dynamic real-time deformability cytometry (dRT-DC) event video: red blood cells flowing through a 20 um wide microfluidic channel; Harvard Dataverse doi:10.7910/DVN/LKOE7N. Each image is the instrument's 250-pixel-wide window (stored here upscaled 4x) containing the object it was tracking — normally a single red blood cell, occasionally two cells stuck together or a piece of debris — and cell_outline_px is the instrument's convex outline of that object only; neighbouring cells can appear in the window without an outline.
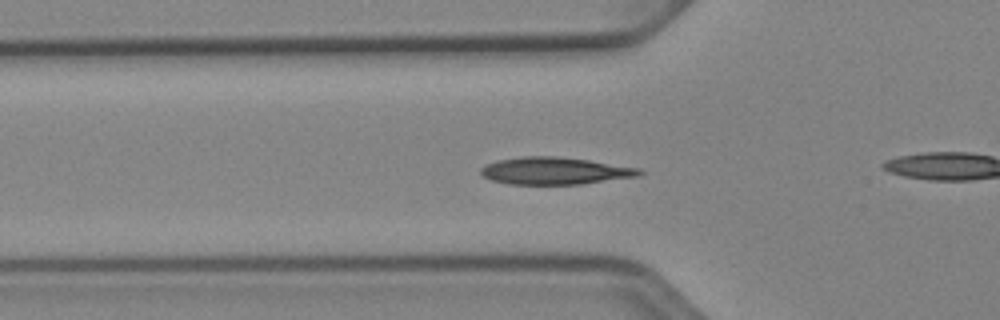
{"species": "Egyptian fruit bat (a non-hibernating species)", "species_latin": "Rousettus aegyptiacus", "temperature_condition": "cold", "stored_images_in_passage": 44, "camera_frame_rate_fps": 3000, "um_per_image_px": 0.085, "animal": {"sex": "female"}, "frame": {"image": 1, "passage_image": 14, "time_ms": 4.333, "image_size_px": [1000, 320], "cell_outline_px": [[644, 172], [640, 176], [580, 184], [508, 184], [492, 180], [484, 176], [480, 172], [480, 168], [496, 160], [520, 156], [556, 156], [588, 160], [640, 168]], "centroid_in_image_um": [47.17, 14.52], "position_along_channel_um": 78.6, "area_um2": 25.14}}
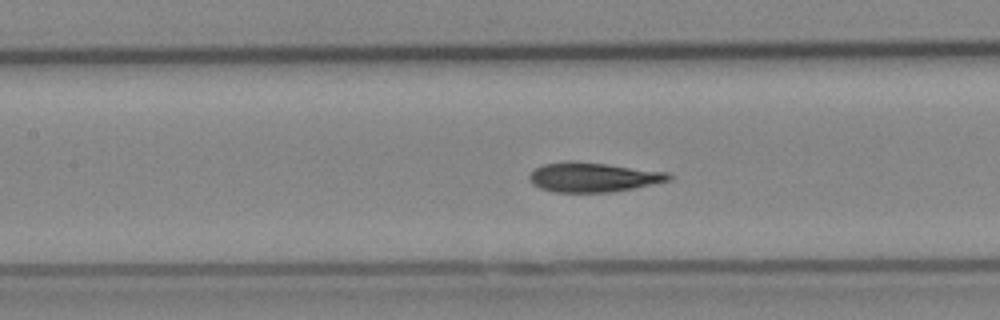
{"frame": {"image": 2, "passage_image": 20, "time_ms": 6.333, "image_size_px": [1000, 320], "cell_outline_px": [[676, 176], [672, 180], [612, 192], [552, 192], [540, 188], [532, 184], [528, 180], [528, 176], [536, 168], [544, 164], [568, 160], [572, 160], [608, 164], [668, 172]], "centroid_in_image_um": [50.42, 15.05], "position_along_channel_um": 157.0, "area_um2": 24.22}}
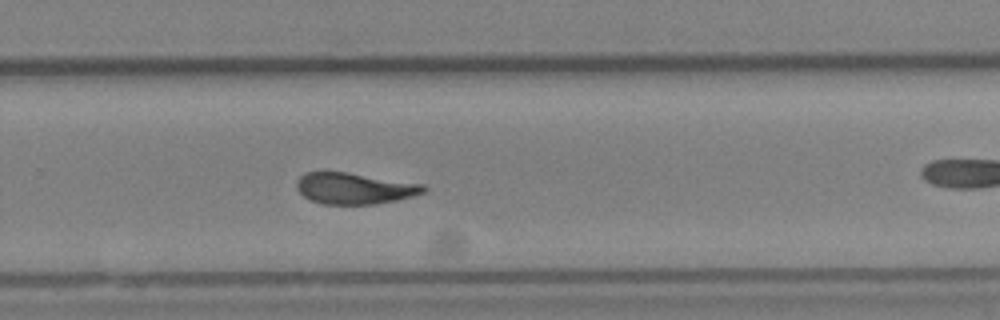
{"frame": {"image": 3, "passage_image": 31, "time_ms": 10.0, "image_size_px": [1000, 320], "cell_outline_px": [[428, 188], [424, 192], [412, 196], [396, 200], [372, 204], [324, 204], [312, 200], [304, 196], [296, 188], [296, 180], [304, 172], [348, 172], [424, 184]], "centroid_in_image_um": [30.12, 16.0], "position_along_channel_um": 299.7, "area_um2": 23.06}, "authors_computed_cell_mechanics": {"area_um2": 23.4957, "velocity_mm_per_s": 3.9103, "shape_relaxation_time_tau1_ms": 5.1027, "shape_relaxation_time_tau2_ms": 3.1132, "deformation_change_tau1": 0.1481, "deformation_change_tau2": 0.0676}}